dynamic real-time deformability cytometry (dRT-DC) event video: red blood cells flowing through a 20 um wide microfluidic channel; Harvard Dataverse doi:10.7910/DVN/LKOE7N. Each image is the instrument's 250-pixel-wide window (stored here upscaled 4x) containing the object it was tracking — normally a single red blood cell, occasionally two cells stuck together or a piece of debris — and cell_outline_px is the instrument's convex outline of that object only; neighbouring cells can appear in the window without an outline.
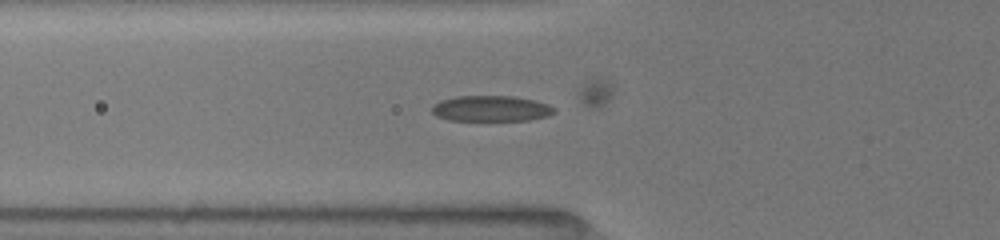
{"species": "common noctule bat (a hibernating species)", "species_latin": "Nyctalus noctula", "temperature_condition": "room temperature", "stored_images_in_passage": 13, "camera_frame_rate_fps": 3000, "um_per_image_px": 0.085, "animal": {"sex": "female", "body_mass_g": 19.5, "forearm_length_mm": 54.1}, "frame": {"image": 1, "passage_image": 2, "time_ms": 0.333, "image_size_px": [1000, 240], "cell_outline_px": [[556, 112], [548, 116], [528, 120], [448, 120], [436, 116], [432, 112], [432, 104], [440, 100], [456, 96], [512, 96], [532, 100], [548, 104]], "centroid_in_image_um": [41.69, 9.22], "position_along_channel_um": 84.1, "area_um2": 18.26}}
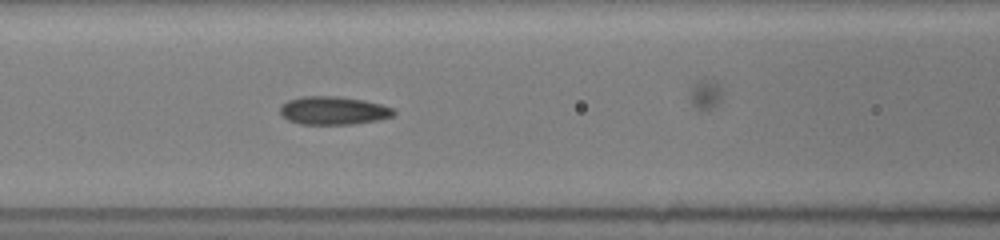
{"frame": {"image": 2, "passage_image": 7, "time_ms": 1.667, "image_size_px": [1000, 240], "cell_outline_px": [[396, 112], [392, 116], [376, 120], [352, 124], [300, 124], [288, 120], [280, 112], [280, 104], [288, 100], [300, 96], [340, 96], [364, 100], [396, 108]], "centroid_in_image_um": [28.33, 9.38], "position_along_channel_um": 138.3, "area_um2": 18.79}}
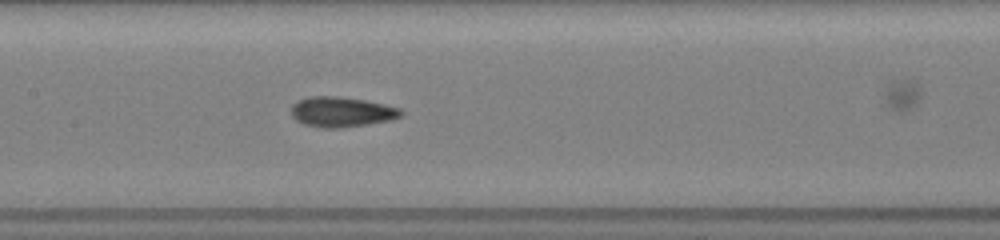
{"frame": {"image": 3, "passage_image": 11, "time_ms": 2.667, "image_size_px": [1000, 240], "cell_outline_px": [[404, 112], [400, 116], [392, 120], [340, 128], [320, 128], [304, 124], [296, 120], [292, 116], [292, 104], [296, 100], [308, 96], [336, 96], [364, 100], [384, 104], [400, 108]], "centroid_in_image_um": [29.01, 9.51], "position_along_channel_um": 178.4, "area_um2": 19.36}}